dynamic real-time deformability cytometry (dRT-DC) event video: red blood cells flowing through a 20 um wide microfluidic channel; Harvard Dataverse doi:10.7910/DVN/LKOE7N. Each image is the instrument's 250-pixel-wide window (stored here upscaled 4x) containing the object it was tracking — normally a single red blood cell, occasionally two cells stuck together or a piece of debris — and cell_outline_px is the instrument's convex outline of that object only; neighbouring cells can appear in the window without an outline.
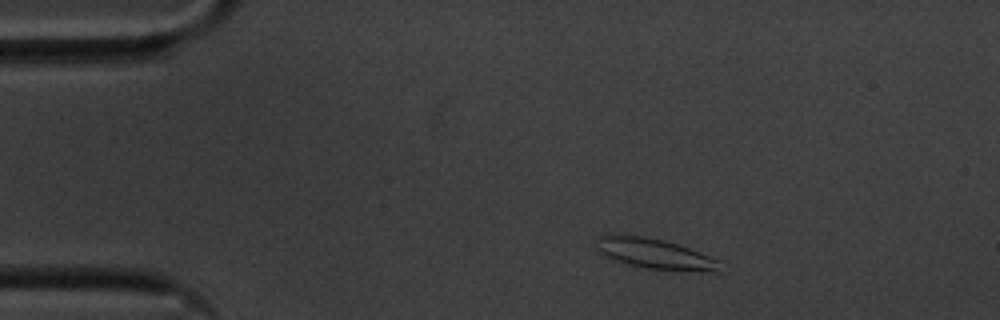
{"species": "common noctule bat (a hibernating species)", "species_latin": "Nyctalus noctula", "temperature_condition": "cold", "stored_images_in_passage": 48, "camera_frame_rate_fps": 3000, "um_per_image_px": 0.085, "animal": {"sex": "male", "body_mass_g": 20.1, "forearm_length_mm": 53.5}, "frame": {"image": 1, "passage_image": 1, "time_ms": 0.0, "image_size_px": [1000, 320], "cell_outline_px": [[720, 260], [716, 272], [680, 272], [648, 268], [616, 260], [600, 252], [596, 248], [600, 236], [644, 236], [664, 240], [688, 248]], "centroid_in_image_um": [55.76, 21.61], "position_along_channel_um": 29.2, "area_um2": 21.27}}
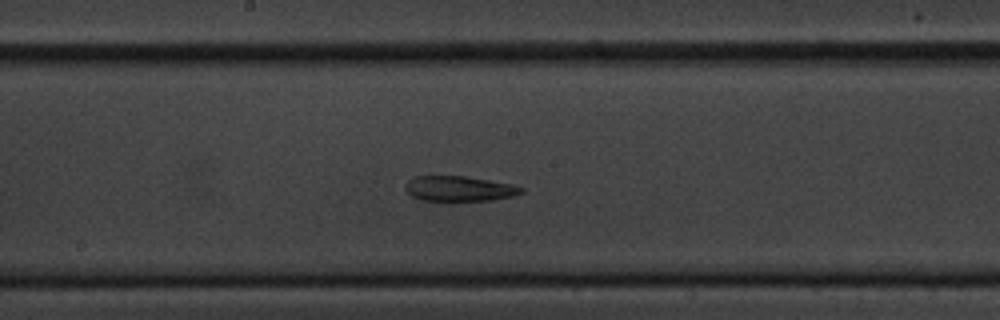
{"frame": {"image": 2, "passage_image": 21, "time_ms": 6.667, "image_size_px": [1000, 320], "cell_outline_px": [[524, 192], [512, 196], [488, 200], [452, 204], [420, 200], [412, 196], [404, 188], [404, 184], [408, 180], [416, 176], [464, 176], [488, 180], [508, 184], [524, 188]], "centroid_in_image_um": [38.95, 16.09], "position_along_channel_um": 209.2, "area_um2": 17.69}}
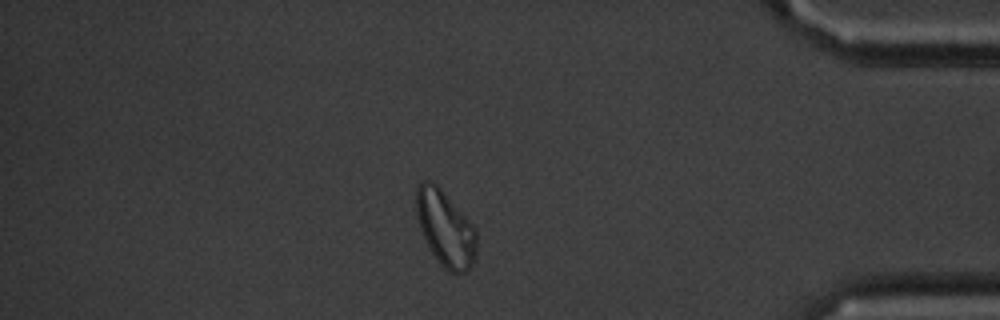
{"frame": {"image": 3, "passage_image": 40, "time_ms": 13.0, "image_size_px": [1000, 320], "cell_outline_px": [[476, 252], [472, 268], [464, 272], [448, 272], [440, 264], [432, 252], [424, 236], [416, 216], [416, 188], [424, 180], [432, 180], [440, 188], [472, 224], [476, 232]], "centroid_in_image_um": [37.86, 19.42], "position_along_channel_um": 397.3, "area_um2": 26.24}, "authors_computed_cell_mechanics": {"area_um2": 19.0451, "velocity_mm_per_s": 3.5, "shape_relaxation_time_tau1_ms": null, "shape_relaxation_time_tau2_ms": 9.6113, "deformation_change_tau1": null, "deformation_change_tau2": 0.2037}}